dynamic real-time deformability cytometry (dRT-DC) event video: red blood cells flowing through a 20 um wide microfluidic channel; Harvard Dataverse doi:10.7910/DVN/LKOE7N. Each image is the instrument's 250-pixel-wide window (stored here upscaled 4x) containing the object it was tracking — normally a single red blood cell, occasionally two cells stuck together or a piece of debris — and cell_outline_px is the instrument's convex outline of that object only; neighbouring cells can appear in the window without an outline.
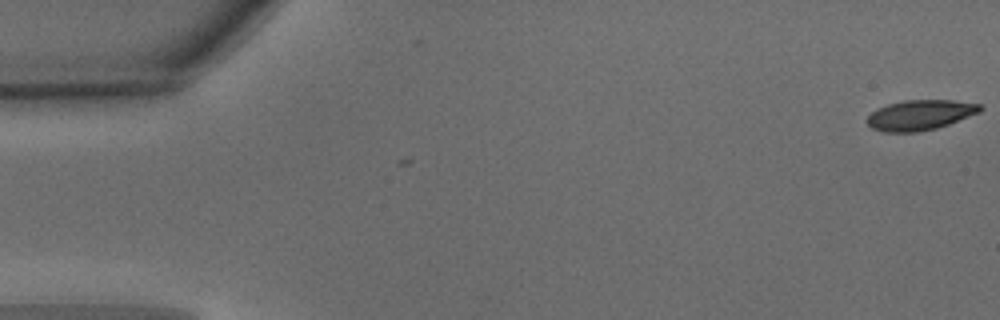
{"species": "common noctule bat (a hibernating species)", "species_latin": "Nyctalus noctula", "temperature_condition": "warm", "stored_images_in_passage": 52, "camera_frame_rate_fps": 3000, "um_per_image_px": 0.085, "animal": {"sex": "male", "body_mass_g": 15.6}, "frame": {"image": 1, "passage_image": 1, "time_ms": 0.0, "image_size_px": [1000, 320], "cell_outline_px": [[984, 108], [980, 112], [948, 124], [936, 128], [916, 132], [884, 132], [872, 128], [864, 120], [876, 108], [888, 104], [904, 100], [952, 100], [980, 104]], "centroid_in_image_um": [78.18, 9.77], "position_along_channel_um": 6.8, "area_um2": 19.88}}
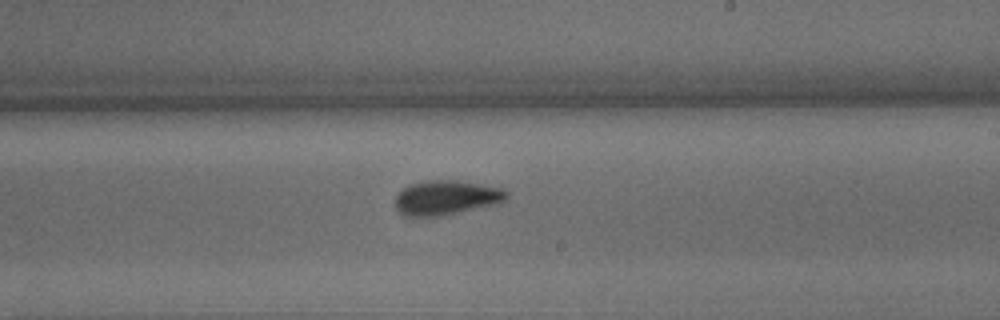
{"frame": {"image": 2, "passage_image": 31, "time_ms": 10.0, "image_size_px": [1000, 320], "cell_outline_px": [[508, 200], [500, 204], [444, 216], [404, 216], [396, 208], [396, 196], [408, 184], [428, 180], [452, 180], [504, 188], [508, 192]], "centroid_in_image_um": [37.99, 16.81], "position_along_channel_um": 251.0, "area_um2": 22.72}}
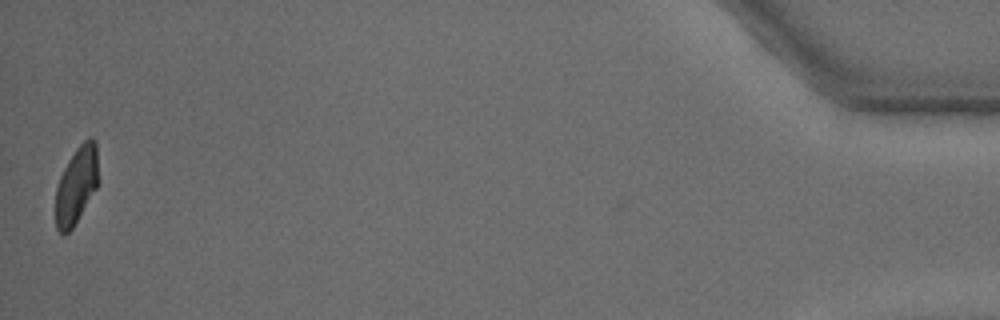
{"frame": {"image": 3, "passage_image": 52, "time_ms": 17.0, "image_size_px": [1000, 320], "cell_outline_px": [[100, 180], [96, 188], [72, 228], [68, 232], [60, 232], [56, 228], [56, 188], [60, 176], [68, 160], [76, 148], [88, 136], [92, 136], [96, 140]], "centroid_in_image_um": [6.54, 15.66], "position_along_channel_um": 428.7, "area_um2": 19.36}, "authors_computed_cell_mechanics": {"area_um2": 21.2993, "velocity_mm_per_s": 3.8799, "shape_relaxation_time_tau1_ms": 2.4265, "shape_relaxation_time_tau2_ms": 1.4952, "deformation_change_tau1": 0.1196, "deformation_change_tau2": 0.0645}}